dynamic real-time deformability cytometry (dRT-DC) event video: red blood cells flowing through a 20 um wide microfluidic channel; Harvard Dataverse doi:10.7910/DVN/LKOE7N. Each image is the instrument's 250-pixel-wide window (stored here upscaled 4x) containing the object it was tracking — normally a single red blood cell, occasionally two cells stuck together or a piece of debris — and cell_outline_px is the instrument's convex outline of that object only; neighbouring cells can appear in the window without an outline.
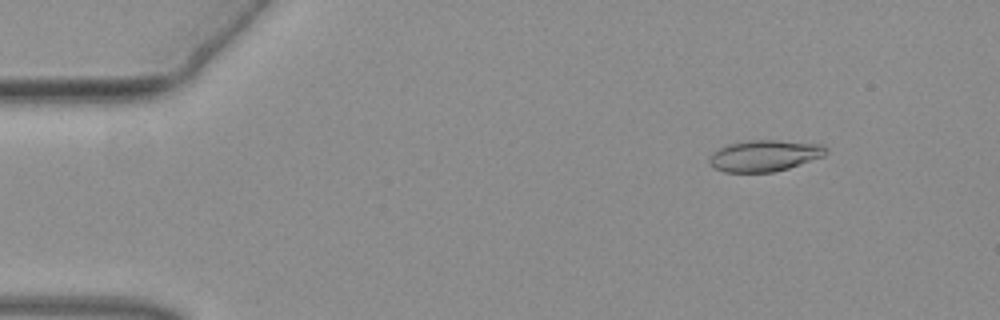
{"species": "common noctule bat (a hibernating species)", "species_latin": "Nyctalus noctula", "temperature_condition": "warm", "stored_images_in_passage": 18, "camera_frame_rate_fps": 3000, "um_per_image_px": 0.085, "animal": {"sex": "female", "body_mass_g": 19.3, "forearm_length_mm": 54.1}, "frame": {"image": 1, "passage_image": 6, "time_ms": 1.667, "image_size_px": [1000, 320], "cell_outline_px": [[828, 152], [824, 156], [788, 168], [772, 172], [724, 172], [716, 168], [708, 160], [712, 152], [728, 144], [744, 140], [776, 140], [824, 144], [828, 148]], "centroid_in_image_um": [65.01, 13.22], "position_along_channel_um": 20.0, "area_um2": 21.33}}
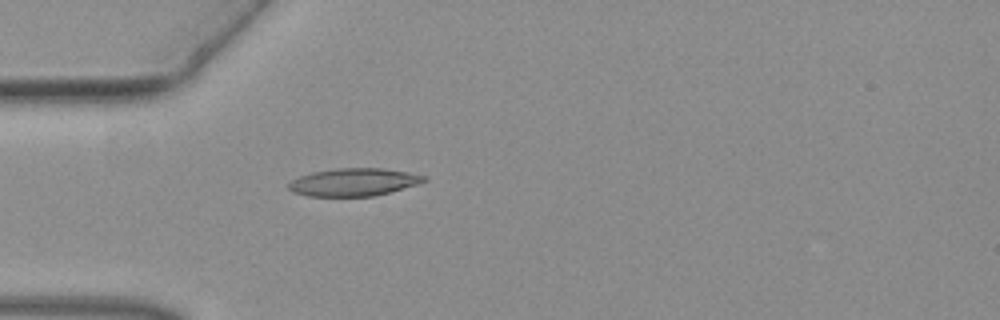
{"frame": {"image": 2, "passage_image": 15, "time_ms": 4.667, "image_size_px": [1000, 320], "cell_outline_px": [[428, 180], [416, 184], [388, 192], [372, 196], [308, 196], [292, 192], [288, 188], [288, 184], [292, 180], [300, 176], [312, 172], [336, 168], [384, 168], [408, 172], [428, 176]], "centroid_in_image_um": [30.05, 15.47], "position_along_channel_um": 54.9, "area_um2": 21.79}}